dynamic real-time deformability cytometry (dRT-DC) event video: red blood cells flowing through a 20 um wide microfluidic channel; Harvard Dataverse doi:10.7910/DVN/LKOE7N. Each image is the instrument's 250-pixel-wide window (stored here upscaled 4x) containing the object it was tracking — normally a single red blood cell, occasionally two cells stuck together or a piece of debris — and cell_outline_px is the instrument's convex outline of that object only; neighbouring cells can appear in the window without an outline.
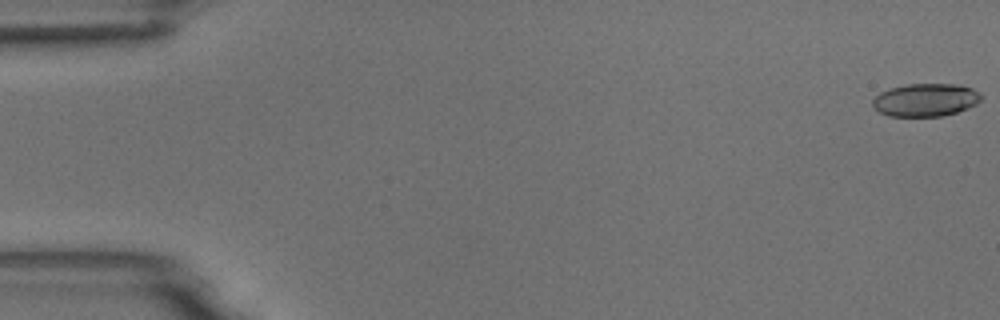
{"species": "common noctule bat (a hibernating species)", "species_latin": "Nyctalus noctula", "temperature_condition": "room temperature", "stored_images_in_passage": 55, "camera_frame_rate_fps": 3000, "um_per_image_px": 0.085, "animal": {"sex": "male", "body_mass_g": 18.8}, "frame": {"image": 1, "passage_image": 1, "time_ms": 0.0, "image_size_px": [1000, 320], "cell_outline_px": [[984, 96], [976, 104], [968, 108], [944, 116], [888, 116], [880, 112], [872, 104], [872, 100], [880, 92], [892, 88], [908, 84], [956, 84], [972, 88], [980, 92]], "centroid_in_image_um": [78.71, 8.49], "position_along_channel_um": 6.3, "area_um2": 20.81}}
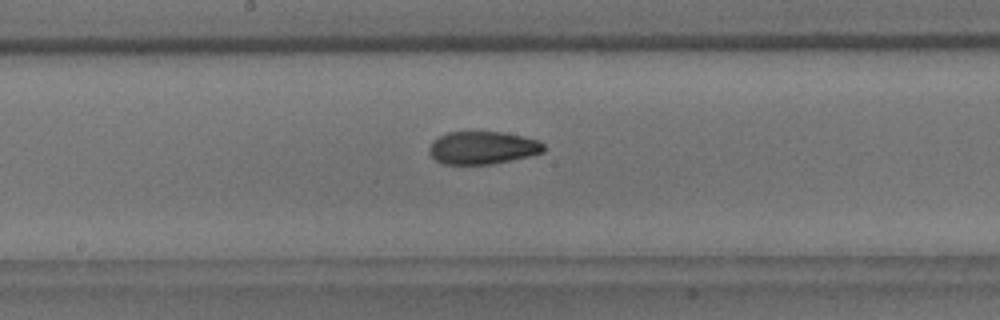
{"frame": {"image": 2, "passage_image": 29, "time_ms": 9.333, "image_size_px": [1000, 320], "cell_outline_px": [[544, 152], [528, 156], [492, 164], [444, 164], [436, 160], [428, 152], [428, 148], [432, 140], [448, 132], [504, 132], [540, 140], [544, 144]], "centroid_in_image_um": [41.01, 12.55], "position_along_channel_um": 207.2, "area_um2": 21.91}}
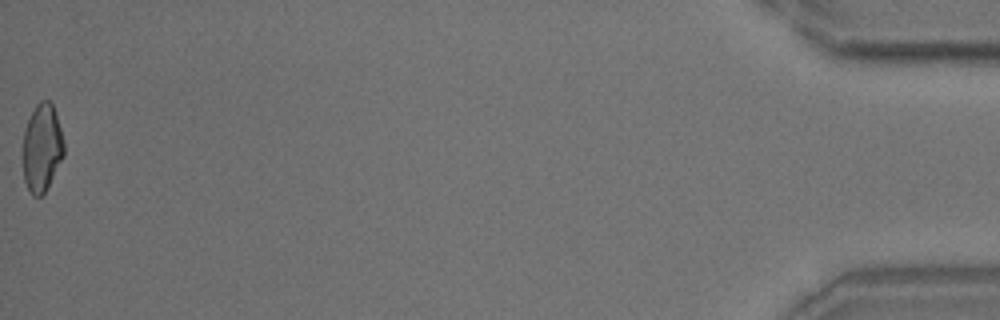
{"frame": {"image": 3, "passage_image": 55, "time_ms": 18.0, "image_size_px": [1000, 320], "cell_outline_px": [[64, 156], [44, 192], [40, 196], [32, 196], [24, 180], [24, 128], [36, 104], [40, 100], [48, 100], [52, 104], [64, 140]], "centroid_in_image_um": [3.57, 12.55], "position_along_channel_um": 431.6, "area_um2": 20.63}, "authors_computed_cell_mechanics": {"area_um2": 21.7906, "velocity_mm_per_s": 3.7279, "shape_relaxation_time_tau1_ms": 7.2515, "shape_relaxation_time_tau2_ms": 2.2446, "deformation_change_tau1": 0.1759, "deformation_change_tau2": 0.0858}}